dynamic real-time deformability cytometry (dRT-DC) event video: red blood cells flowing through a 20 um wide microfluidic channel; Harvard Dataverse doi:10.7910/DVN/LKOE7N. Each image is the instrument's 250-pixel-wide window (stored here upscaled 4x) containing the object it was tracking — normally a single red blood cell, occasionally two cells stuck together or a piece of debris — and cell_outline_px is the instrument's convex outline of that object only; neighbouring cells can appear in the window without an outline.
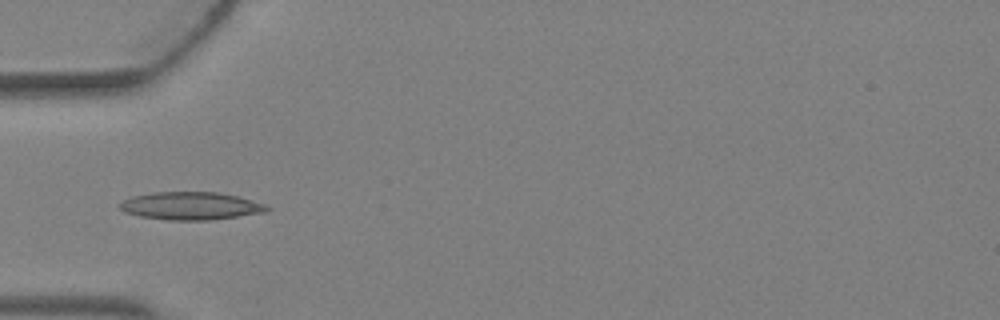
{"species": "Egyptian fruit bat (a non-hibernating species)", "species_latin": "Rousettus aegyptiacus", "temperature_condition": "warm", "stored_images_in_passage": 4, "camera_frame_rate_fps": 3000, "um_per_image_px": 0.085, "animal": {"sex": "female"}, "frame": {"image": 1, "passage_image": 4, "time_ms": 1.0, "image_size_px": [1000, 320], "cell_outline_px": [[272, 208], [268, 212], [212, 220], [168, 220], [140, 216], [124, 212], [116, 204], [132, 196], [152, 192], [216, 192], [236, 196], [268, 204]], "centroid_in_image_um": [16.24, 17.5], "position_along_channel_um": 68.8, "area_um2": 24.1}}